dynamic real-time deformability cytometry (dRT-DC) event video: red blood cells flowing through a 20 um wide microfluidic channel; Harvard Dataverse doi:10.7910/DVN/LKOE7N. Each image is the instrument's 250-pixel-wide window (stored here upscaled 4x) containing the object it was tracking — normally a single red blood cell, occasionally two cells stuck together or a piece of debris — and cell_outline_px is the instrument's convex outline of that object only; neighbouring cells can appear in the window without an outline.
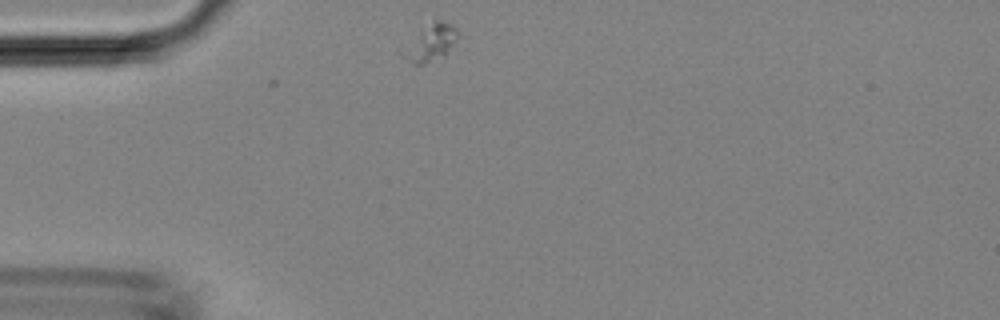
{"species": "Egyptian fruit bat (a non-hibernating species)", "species_latin": "Rousettus aegyptiacus", "temperature_condition": "room temperature", "stored_images_in_passage": 3, "camera_frame_rate_fps": 3000, "um_per_image_px": 0.085, "animal": {"sex": "female"}, "frame": {"image": 1, "passage_image": 1, "time_ms": 0.0, "image_size_px": [1000, 320], "cell_outline_px": [[460, 32], [444, 56], [424, 64], [412, 64], [400, 56], [420, 28], [436, 20], [440, 20], [452, 24]], "centroid_in_image_um": [36.6, 3.63], "position_along_channel_um": 48.4, "area_um2": 11.56}}